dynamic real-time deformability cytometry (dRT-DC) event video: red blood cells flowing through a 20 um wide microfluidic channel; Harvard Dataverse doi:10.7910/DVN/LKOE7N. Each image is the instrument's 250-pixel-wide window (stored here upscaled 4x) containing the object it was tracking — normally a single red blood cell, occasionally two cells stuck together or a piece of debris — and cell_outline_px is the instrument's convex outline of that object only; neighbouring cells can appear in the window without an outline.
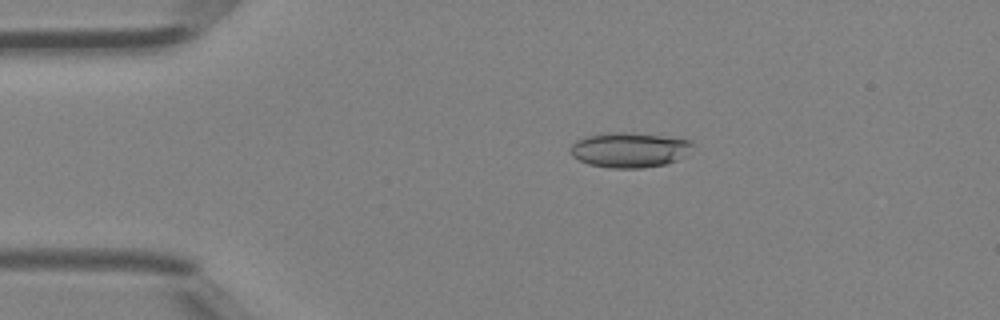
{"species": "Egyptian fruit bat (a non-hibernating species)", "species_latin": "Rousettus aegyptiacus", "temperature_condition": "room temperature", "stored_images_in_passage": 43, "camera_frame_rate_fps": 3000, "um_per_image_px": 0.085, "animal": {"sex": "female"}, "frame": {"image": 1, "passage_image": 9, "time_ms": 2.667, "image_size_px": [1000, 320], "cell_outline_px": [[692, 144], [676, 160], [664, 164], [640, 168], [608, 168], [588, 164], [572, 156], [572, 144], [576, 140], [588, 136], [608, 132], [624, 132], [660, 136], [692, 140]], "centroid_in_image_um": [53.42, 12.74], "position_along_channel_um": 31.6, "area_um2": 24.28}}
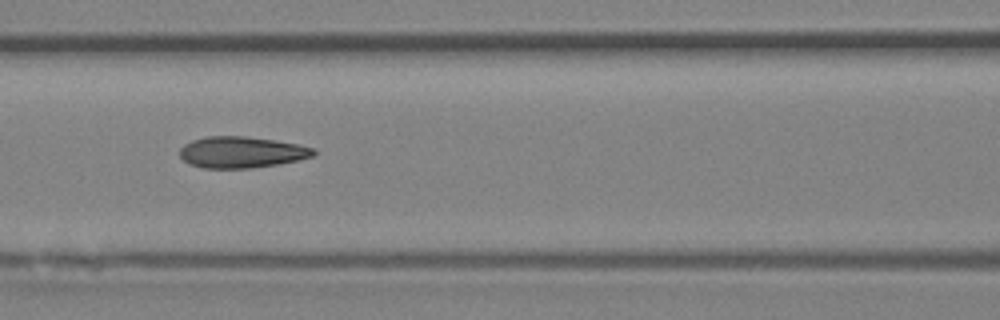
{"frame": {"image": 2, "passage_image": 19, "time_ms": 6.0, "image_size_px": [1000, 320], "cell_outline_px": [[316, 152], [312, 156], [296, 160], [276, 164], [252, 168], [204, 168], [188, 164], [180, 156], [180, 148], [184, 144], [192, 140], [208, 136], [244, 136], [276, 140], [300, 144], [316, 148]], "centroid_in_image_um": [20.53, 12.93], "position_along_channel_um": 146.1, "area_um2": 24.45}}
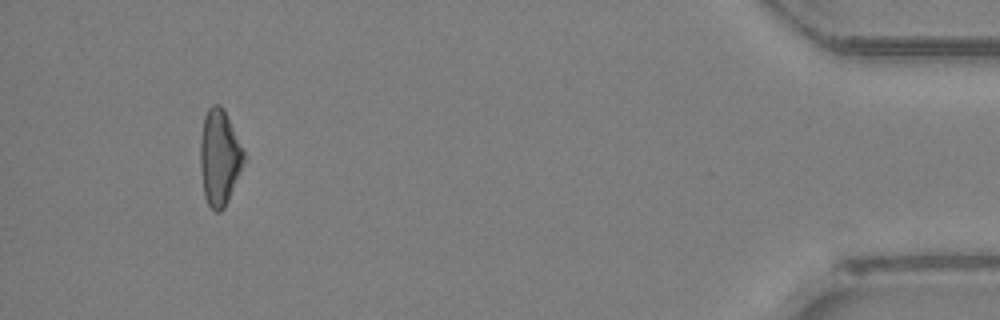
{"frame": {"image": 3, "passage_image": 40, "time_ms": 13.0, "image_size_px": [1000, 320], "cell_outline_px": [[248, 160], [224, 208], [220, 212], [216, 212], [208, 204], [204, 196], [200, 168], [200, 140], [204, 116], [208, 108], [212, 104], [220, 104], [224, 108], [244, 148]], "centroid_in_image_um": [18.7, 13.37], "position_along_channel_um": 416.5, "area_um2": 25.14}}